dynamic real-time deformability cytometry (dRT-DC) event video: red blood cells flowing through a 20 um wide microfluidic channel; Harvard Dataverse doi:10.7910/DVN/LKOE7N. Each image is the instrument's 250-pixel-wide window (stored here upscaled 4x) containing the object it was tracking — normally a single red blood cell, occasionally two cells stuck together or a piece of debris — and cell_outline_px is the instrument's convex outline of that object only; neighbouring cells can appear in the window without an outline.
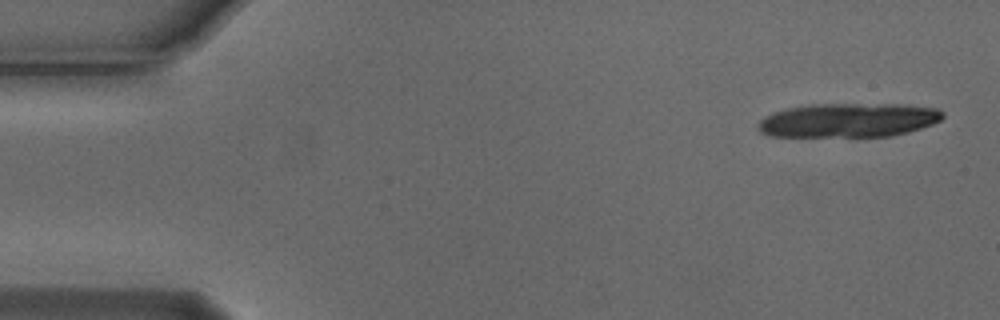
{"species": "Egyptian fruit bat (a non-hibernating species)", "species_latin": "Rousettus aegyptiacus", "temperature_condition": "cold", "stored_images_in_passage": 5, "camera_frame_rate_fps": 3000, "um_per_image_px": 0.085, "animal": {"sex": "male"}, "frame": {"image": 1, "passage_image": 1, "time_ms": 0.0, "image_size_px": [1000, 320], "cell_outline_px": [[944, 116], [940, 120], [932, 124], [908, 132], [892, 136], [772, 136], [760, 132], [756, 124], [764, 116], [772, 112], [788, 108], [812, 104], [900, 104], [936, 108], [944, 112]], "centroid_in_image_um": [72.1, 10.21], "position_along_channel_um": 12.9, "area_um2": 36.7}}